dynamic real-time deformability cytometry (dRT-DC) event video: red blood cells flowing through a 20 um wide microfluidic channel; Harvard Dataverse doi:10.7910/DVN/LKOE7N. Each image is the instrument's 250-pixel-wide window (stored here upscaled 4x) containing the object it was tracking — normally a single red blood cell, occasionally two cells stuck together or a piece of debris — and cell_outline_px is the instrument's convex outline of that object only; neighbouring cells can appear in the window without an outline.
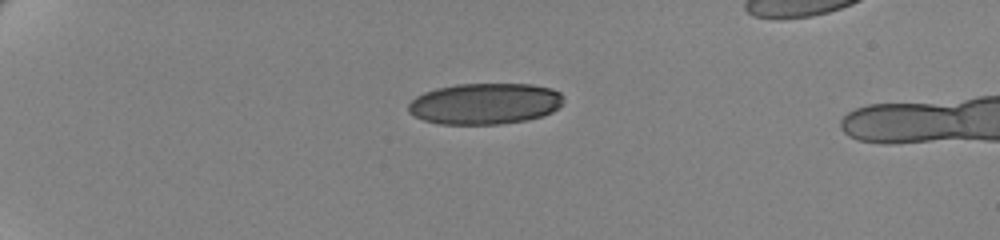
{"species": "human", "species_latin": "Homo sapiens", "temperature_condition": "cold", "stored_images_in_passage": 44, "camera_frame_rate_fps": 3000, "um_per_image_px": 0.085, "donor": {"sex": "female"}, "frame": {"image": 1, "passage_image": 1, "time_ms": 0.0, "image_size_px": [1000, 240], "cell_outline_px": [[564, 100], [552, 112], [528, 120], [500, 124], [440, 124], [424, 120], [408, 112], [408, 104], [416, 96], [424, 92], [436, 88], [456, 84], [532, 84], [552, 88], [560, 92], [564, 96]], "centroid_in_image_um": [41.22, 8.8], "position_along_channel_um": 43.8, "area_um2": 37.34}}
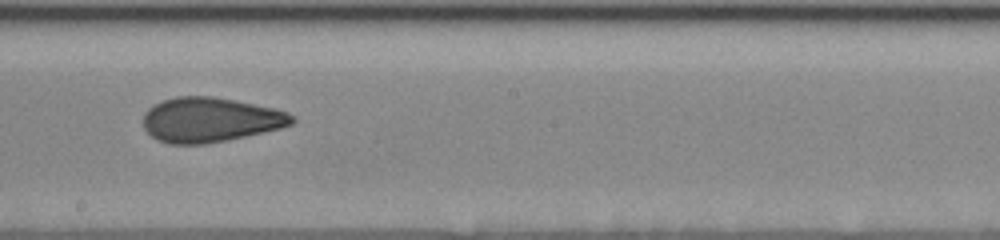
{"frame": {"image": 2, "passage_image": 22, "time_ms": 7.0, "image_size_px": [1000, 240], "cell_outline_px": [[296, 120], [292, 124], [280, 128], [264, 132], [228, 140], [204, 144], [168, 144], [156, 140], [144, 128], [144, 112], [148, 108], [164, 100], [176, 96], [212, 96], [272, 108], [288, 112]], "centroid_in_image_um": [17.84, 10.19], "position_along_channel_um": 230.4, "area_um2": 38.55}}
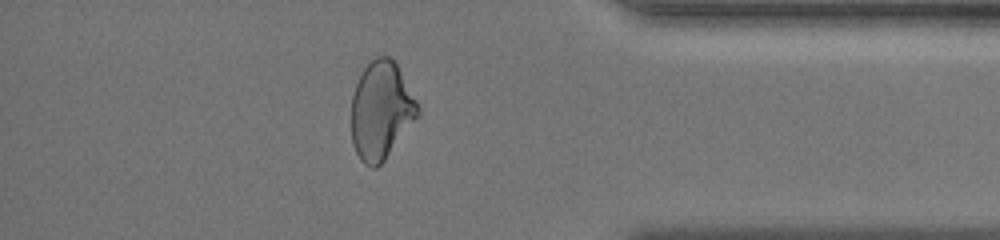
{"frame": {"image": 3, "passage_image": 38, "time_ms": 12.333, "image_size_px": [1000, 240], "cell_outline_px": [[420, 116], [384, 160], [376, 168], [372, 168], [364, 164], [360, 160], [352, 144], [352, 96], [356, 84], [364, 68], [376, 56], [388, 56], [396, 60], [420, 108]], "centroid_in_image_um": [32.42, 9.39], "position_along_channel_um": 402.8, "area_um2": 38.15}, "authors_computed_cell_mechanics": {"area_um2": 39.1884, "velocity_mm_per_s": 3.4978, "shape_relaxation_time_tau1_ms": 8.5837, "shape_relaxation_time_tau2_ms": 2.1471, "deformation_change_tau1": 0.1895, "deformation_change_tau2": 0.0952}}